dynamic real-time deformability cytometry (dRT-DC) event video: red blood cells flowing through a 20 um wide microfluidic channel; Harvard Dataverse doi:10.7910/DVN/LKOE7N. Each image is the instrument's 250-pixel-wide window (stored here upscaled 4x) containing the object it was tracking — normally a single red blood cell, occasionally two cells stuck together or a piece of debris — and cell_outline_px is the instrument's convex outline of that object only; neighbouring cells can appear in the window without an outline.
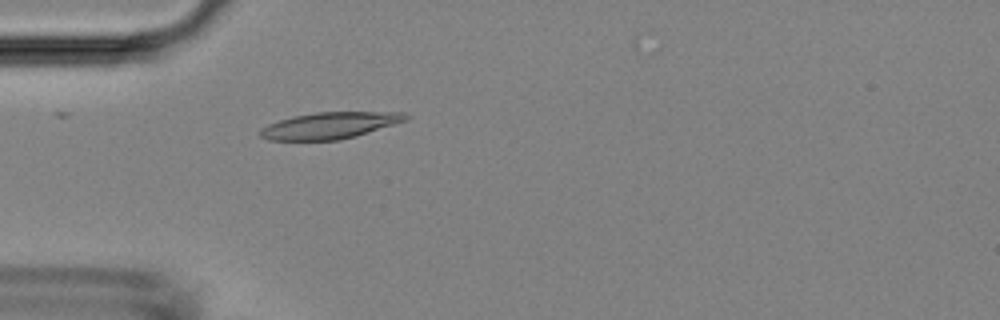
{"species": "Egyptian fruit bat (a non-hibernating species)", "species_latin": "Rousettus aegyptiacus", "temperature_condition": "room temperature", "stored_images_in_passage": 4, "camera_frame_rate_fps": 3000, "um_per_image_px": 0.085, "animal": {"sex": "female"}, "frame": {"image": 1, "passage_image": 4, "time_ms": 3.333, "image_size_px": [1000, 320], "cell_outline_px": [[408, 120], [356, 136], [340, 140], [268, 140], [260, 136], [260, 128], [268, 124], [292, 116], [316, 112], [404, 112], [408, 116]], "centroid_in_image_um": [28.03, 10.66], "position_along_channel_um": 57.0, "area_um2": 22.48}}